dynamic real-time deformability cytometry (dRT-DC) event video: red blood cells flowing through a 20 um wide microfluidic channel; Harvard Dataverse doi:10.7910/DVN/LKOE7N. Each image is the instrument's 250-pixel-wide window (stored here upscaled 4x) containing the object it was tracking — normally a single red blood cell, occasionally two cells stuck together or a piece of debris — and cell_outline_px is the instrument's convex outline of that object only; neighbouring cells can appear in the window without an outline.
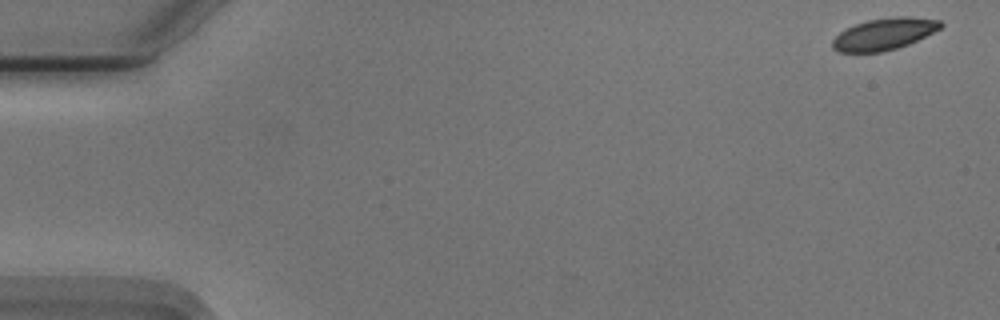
{"species": "Egyptian fruit bat (a non-hibernating species)", "species_latin": "Rousettus aegyptiacus", "temperature_condition": "cold", "stored_images_in_passage": 54, "camera_frame_rate_fps": 3000, "um_per_image_px": 0.085, "animal": {"sex": "male"}, "frame": {"image": 1, "passage_image": 1, "time_ms": 0.0, "image_size_px": [1000, 320], "cell_outline_px": [[944, 24], [940, 28], [908, 44], [896, 48], [880, 52], [840, 52], [832, 48], [832, 40], [844, 28], [868, 20], [896, 16], [908, 16], [940, 20]], "centroid_in_image_um": [75.12, 2.88], "position_along_channel_um": 9.9, "area_um2": 19.83}}
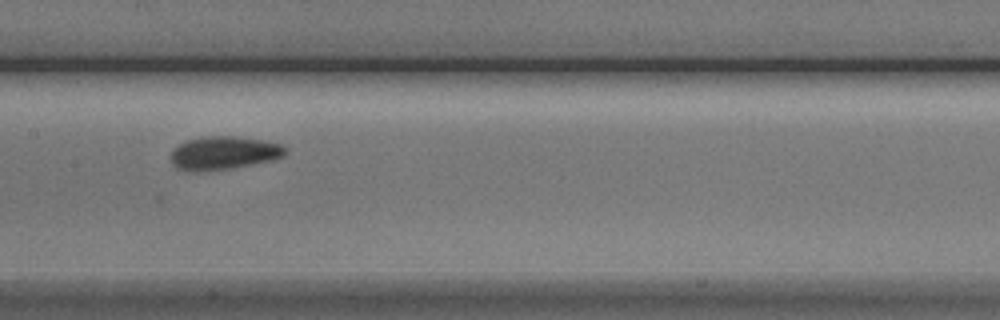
{"frame": {"image": 2, "passage_image": 27, "time_ms": 8.667, "image_size_px": [1000, 320], "cell_outline_px": [[288, 152], [284, 156], [272, 160], [232, 168], [200, 172], [192, 172], [176, 168], [172, 164], [172, 152], [180, 144], [188, 140], [200, 136], [232, 136], [264, 140], [280, 144], [288, 148]], "centroid_in_image_um": [19.04, 13.01], "position_along_channel_um": 188.4, "area_um2": 22.31}}
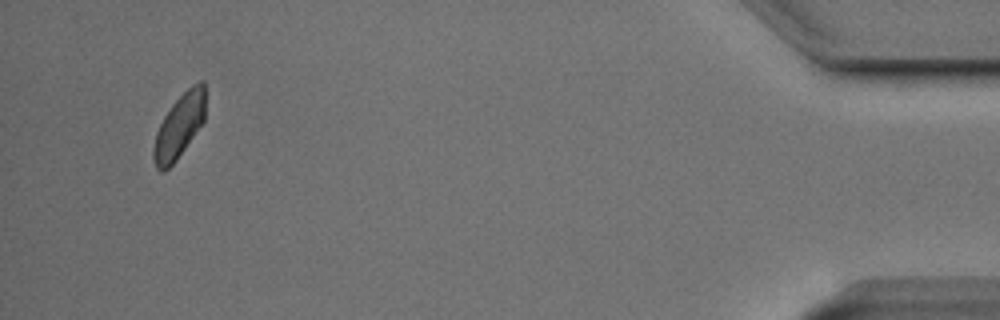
{"frame": {"image": 3, "passage_image": 52, "time_ms": 17.0, "image_size_px": [1000, 320], "cell_outline_px": [[204, 120], [176, 160], [164, 172], [160, 172], [156, 168], [152, 156], [152, 148], [156, 132], [164, 116], [172, 104], [192, 84], [200, 80], [204, 80]], "centroid_in_image_um": [15.2, 10.74], "position_along_channel_um": 420.0, "area_um2": 19.07}, "authors_computed_cell_mechanics": {"area_um2": 20.9814, "velocity_mm_per_s": 3.7088, "shape_relaxation_time_tau1_ms": 3.1751, "shape_relaxation_time_tau2_ms": 3.4084, "deformation_change_tau1": 0.0807, "deformation_change_tau2": 0.0475}}